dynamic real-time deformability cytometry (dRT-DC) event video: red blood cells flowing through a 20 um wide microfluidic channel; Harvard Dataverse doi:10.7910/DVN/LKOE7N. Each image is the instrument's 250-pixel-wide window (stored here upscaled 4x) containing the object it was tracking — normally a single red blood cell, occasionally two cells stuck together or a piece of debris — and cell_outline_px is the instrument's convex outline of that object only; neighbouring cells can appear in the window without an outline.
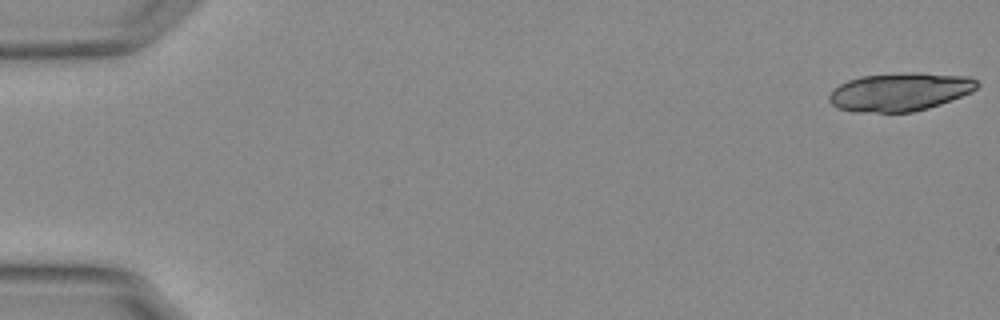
{"species": "Egyptian fruit bat (a non-hibernating species)", "species_latin": "Rousettus aegyptiacus", "temperature_condition": "warm", "stored_images_in_passage": 42, "camera_frame_rate_fps": 3000, "um_per_image_px": 0.085, "animal": {"sex": "female"}, "frame": {"image": 1, "passage_image": 1, "time_ms": 0.0, "image_size_px": [1000, 320], "cell_outline_px": [[980, 84], [972, 92], [940, 104], [928, 108], [912, 112], [860, 112], [840, 108], [832, 104], [828, 100], [828, 96], [840, 84], [848, 80], [860, 76], [916, 72], [968, 76], [976, 80]], "centroid_in_image_um": [76.52, 7.8], "position_along_channel_um": 8.5, "area_um2": 32.77}}
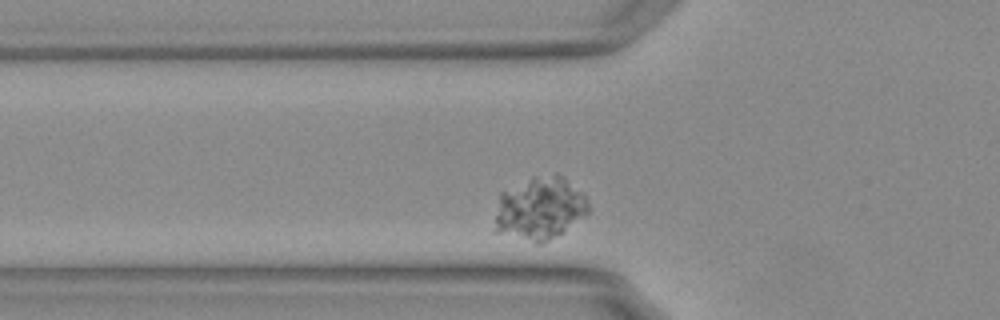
{"frame": {"image": 2, "passage_image": 11, "time_ms": 3.333, "image_size_px": [1000, 320], "cell_outline_px": [[588, 212], [564, 232], [544, 244], [536, 244], [492, 232], [500, 192], [532, 176], [556, 172], [564, 176], [588, 200]], "centroid_in_image_um": [45.84, 17.73], "position_along_channel_um": 80.0, "area_um2": 35.03}}